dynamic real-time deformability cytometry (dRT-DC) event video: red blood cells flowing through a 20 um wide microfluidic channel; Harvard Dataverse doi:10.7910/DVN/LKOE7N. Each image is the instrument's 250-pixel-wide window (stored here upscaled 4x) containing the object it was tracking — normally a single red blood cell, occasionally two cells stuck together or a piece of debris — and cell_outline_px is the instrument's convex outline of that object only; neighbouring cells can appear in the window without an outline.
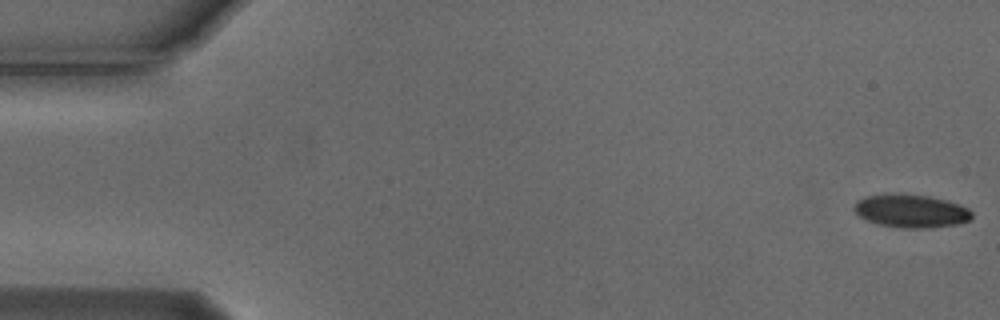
{"species": "Egyptian fruit bat (a non-hibernating species)", "species_latin": "Rousettus aegyptiacus", "temperature_condition": "cold", "stored_images_in_passage": 55, "camera_frame_rate_fps": 3000, "um_per_image_px": 0.085, "animal": {"sex": "male"}, "frame": {"image": 1, "passage_image": 1, "time_ms": 0.0, "image_size_px": [1000, 320], "cell_outline_px": [[972, 216], [968, 220], [956, 224], [928, 228], [904, 228], [880, 224], [868, 220], [860, 216], [852, 208], [856, 200], [864, 196], [928, 196], [948, 200], [960, 204], [968, 208], [972, 212]], "centroid_in_image_um": [77.47, 17.96], "position_along_channel_um": 7.5, "area_um2": 22.02}}
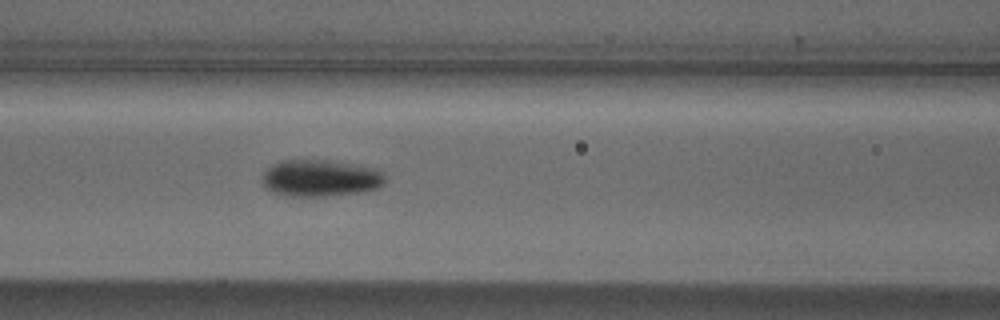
{"frame": {"image": 2, "passage_image": 23, "time_ms": 7.333, "image_size_px": [1000, 320], "cell_outline_px": [[384, 184], [380, 188], [356, 192], [324, 196], [292, 196], [276, 192], [264, 188], [264, 172], [272, 164], [284, 160], [332, 160], [376, 168], [384, 172]], "centroid_in_image_um": [27.28, 15.12], "position_along_channel_um": 139.3, "area_um2": 26.18}}
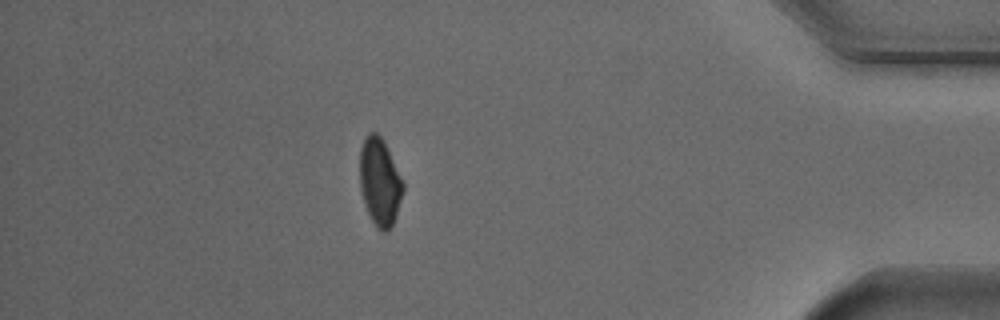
{"frame": {"image": 3, "passage_image": 48, "time_ms": 15.667, "image_size_px": [1000, 320], "cell_outline_px": [[404, 192], [396, 216], [388, 232], [380, 232], [372, 220], [364, 204], [360, 188], [360, 148], [368, 132], [376, 132], [384, 140], [404, 184]], "centroid_in_image_um": [32.28, 15.47], "position_along_channel_um": 402.9, "area_um2": 22.14}, "authors_computed_cell_mechanics": {"area_um2": 23.2356, "velocity_mm_per_s": 3.7296, "shape_relaxation_time_tau1_ms": 4.3585, "shape_relaxation_time_tau2_ms": null, "deformation_change_tau1": 0.1094, "deformation_change_tau2": null}}